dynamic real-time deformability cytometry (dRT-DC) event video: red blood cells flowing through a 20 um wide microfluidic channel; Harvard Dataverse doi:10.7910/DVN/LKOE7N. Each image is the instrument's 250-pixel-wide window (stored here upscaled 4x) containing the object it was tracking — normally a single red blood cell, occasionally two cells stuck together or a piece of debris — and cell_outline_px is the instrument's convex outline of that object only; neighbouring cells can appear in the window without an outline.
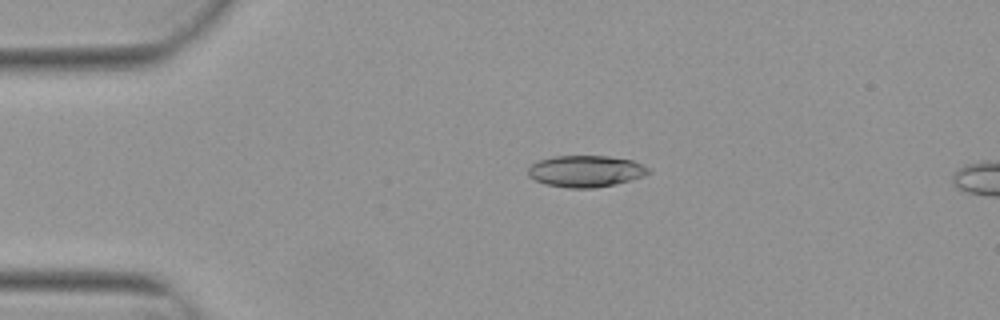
{"species": "Egyptian fruit bat (a non-hibernating species)", "species_latin": "Rousettus aegyptiacus", "temperature_condition": "warm", "stored_images_in_passage": 5, "camera_frame_rate_fps": 3000, "um_per_image_px": 0.085, "animal": {"sex": "female"}, "frame": {"image": 1, "passage_image": 4, "time_ms": 1.0, "image_size_px": [1000, 320], "cell_outline_px": [[652, 172], [644, 176], [616, 184], [592, 188], [568, 188], [544, 184], [528, 176], [528, 168], [532, 164], [540, 160], [552, 156], [608, 156], [632, 160], [648, 168]], "centroid_in_image_um": [49.78, 14.55], "position_along_channel_um": 35.2, "area_um2": 22.14}}